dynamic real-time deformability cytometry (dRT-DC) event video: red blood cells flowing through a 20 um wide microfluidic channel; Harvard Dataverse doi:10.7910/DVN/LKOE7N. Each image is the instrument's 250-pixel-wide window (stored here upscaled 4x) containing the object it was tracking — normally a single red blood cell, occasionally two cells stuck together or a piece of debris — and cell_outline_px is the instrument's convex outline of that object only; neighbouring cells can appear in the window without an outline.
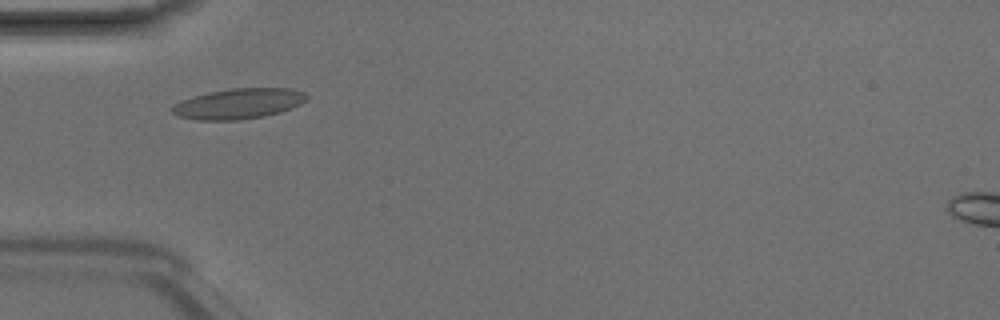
{"species": "Egyptian fruit bat (a non-hibernating species)", "species_latin": "Rousettus aegyptiacus", "temperature_condition": "room temperature", "stored_images_in_passage": 4, "camera_frame_rate_fps": 3000, "um_per_image_px": 0.085, "animal": {"sex": "male"}, "frame": {"image": 1, "passage_image": 3, "time_ms": 0.667, "image_size_px": [1000, 320], "cell_outline_px": [[308, 96], [300, 104], [280, 112], [264, 116], [236, 120], [200, 120], [180, 116], [172, 112], [172, 108], [176, 104], [192, 96], [208, 92], [232, 88], [292, 88], [304, 92]], "centroid_in_image_um": [20.31, 8.8], "position_along_channel_um": 64.7, "area_um2": 23.52}}